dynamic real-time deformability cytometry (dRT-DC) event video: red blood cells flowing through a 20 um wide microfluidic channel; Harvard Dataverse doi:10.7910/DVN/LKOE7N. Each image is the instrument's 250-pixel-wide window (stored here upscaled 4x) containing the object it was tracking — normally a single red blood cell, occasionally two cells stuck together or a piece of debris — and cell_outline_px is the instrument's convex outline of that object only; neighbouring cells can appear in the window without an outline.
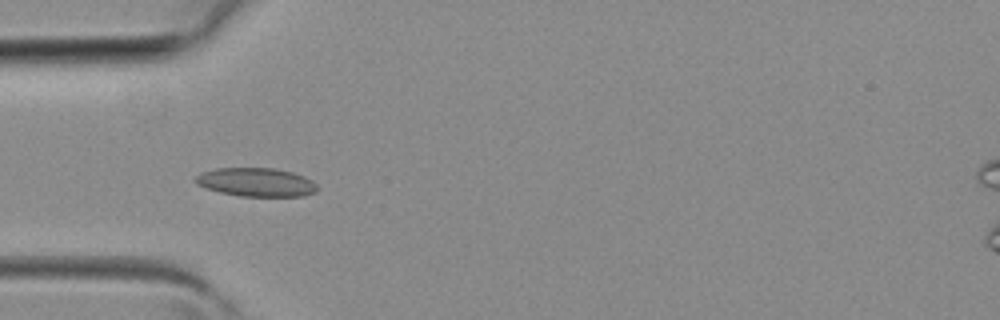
{"species": "common noctule bat (a hibernating species)", "species_latin": "Nyctalus noctula", "temperature_condition": "room temperature", "stored_images_in_passage": 4, "camera_frame_rate_fps": 3000, "um_per_image_px": 0.085, "animal": {"sex": "female", "body_mass_g": 19.3, "forearm_length_mm": 54.1}, "frame": {"image": 1, "passage_image": 3, "time_ms": 0.667, "image_size_px": [1000, 320], "cell_outline_px": [[316, 192], [304, 196], [240, 196], [220, 192], [204, 188], [196, 184], [192, 180], [200, 172], [216, 168], [272, 168], [292, 172], [304, 176], [312, 180], [316, 184]], "centroid_in_image_um": [21.73, 15.48], "position_along_channel_um": 63.3, "area_um2": 20.46}}
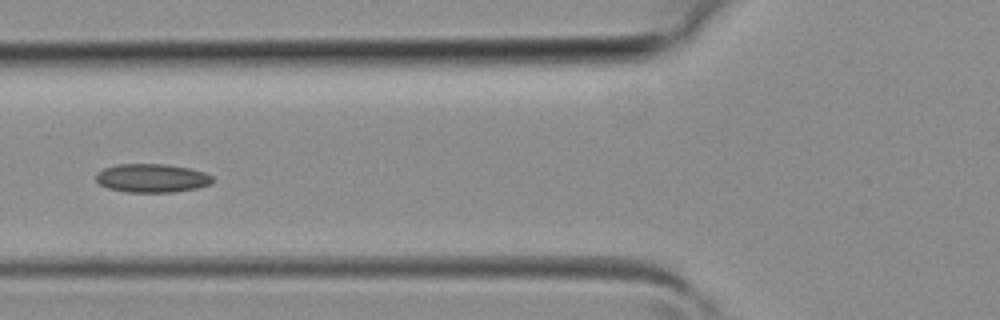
{"frame": {"image": 2, "passage_image": 4, "time_ms": 1.0, "image_size_px": [1000, 320], "cell_outline_px": [[216, 180], [212, 184], [196, 188], [172, 192], [128, 192], [108, 188], [100, 184], [96, 180], [96, 172], [104, 168], [116, 164], [164, 164], [192, 168], [204, 172], [212, 176]], "centroid_in_image_um": [12.94, 15.13], "position_along_channel_um": 112.9, "area_um2": 19.59}}